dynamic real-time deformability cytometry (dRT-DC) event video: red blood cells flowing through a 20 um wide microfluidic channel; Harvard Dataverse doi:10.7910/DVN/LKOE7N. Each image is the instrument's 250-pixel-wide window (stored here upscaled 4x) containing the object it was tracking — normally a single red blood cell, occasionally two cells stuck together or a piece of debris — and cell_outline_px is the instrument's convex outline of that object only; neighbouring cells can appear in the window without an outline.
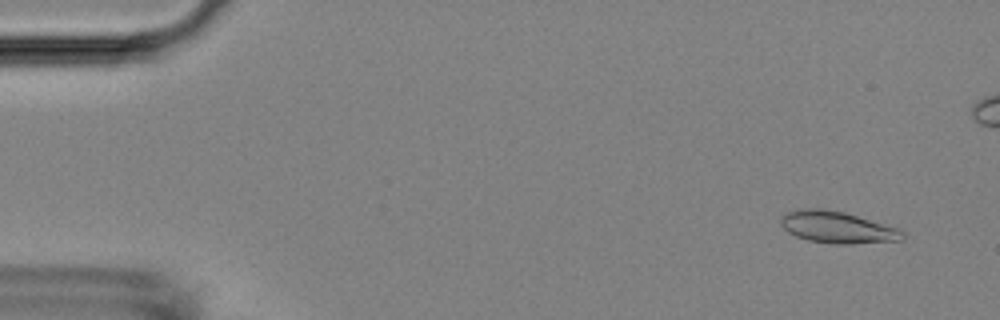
{"species": "Egyptian fruit bat (a non-hibernating species)", "species_latin": "Rousettus aegyptiacus", "temperature_condition": "room temperature", "stored_images_in_passage": 54, "camera_frame_rate_fps": 3000, "um_per_image_px": 0.085, "animal": {"sex": "female"}, "frame": {"image": 1, "passage_image": 4, "time_ms": 1.0, "image_size_px": [1000, 320], "cell_outline_px": [[908, 232], [904, 240], [852, 244], [832, 244], [808, 240], [796, 236], [788, 232], [780, 224], [780, 216], [784, 212], [800, 208], [824, 208], [844, 212], [900, 228]], "centroid_in_image_um": [71.2, 19.31], "position_along_channel_um": 13.8, "area_um2": 23.12}}
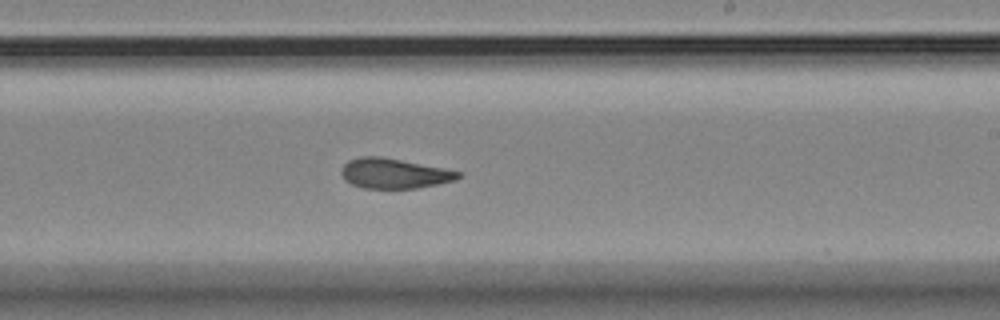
{"frame": {"image": 2, "passage_image": 32, "time_ms": 10.333, "image_size_px": [1000, 320], "cell_outline_px": [[464, 176], [456, 180], [440, 184], [416, 188], [364, 188], [352, 184], [344, 180], [340, 172], [340, 168], [348, 160], [360, 156], [380, 156], [444, 168], [460, 172]], "centroid_in_image_um": [33.5, 14.74], "position_along_channel_um": 255.5, "area_um2": 20.63}}
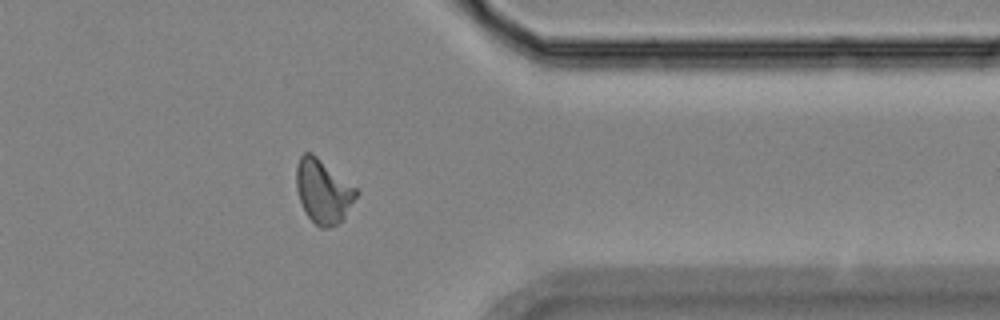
{"frame": {"image": 3, "passage_image": 43, "time_ms": 14.0, "image_size_px": [1000, 320], "cell_outline_px": [[360, 192], [344, 220], [336, 224], [324, 228], [320, 228], [304, 212], [296, 188], [296, 164], [300, 156], [304, 152], [312, 152], [356, 188]], "centroid_in_image_um": [27.47, 16.26], "position_along_channel_um": 383.9, "area_um2": 22.43}, "authors_computed_cell_mechanics": {"area_um2": 21.5594, "velocity_mm_per_s": 3.7797, "shape_relaxation_time_tau1_ms": 8.2297, "shape_relaxation_time_tau2_ms": 1.5765, "deformation_change_tau1": 0.215, "deformation_change_tau2": 0.0783}}